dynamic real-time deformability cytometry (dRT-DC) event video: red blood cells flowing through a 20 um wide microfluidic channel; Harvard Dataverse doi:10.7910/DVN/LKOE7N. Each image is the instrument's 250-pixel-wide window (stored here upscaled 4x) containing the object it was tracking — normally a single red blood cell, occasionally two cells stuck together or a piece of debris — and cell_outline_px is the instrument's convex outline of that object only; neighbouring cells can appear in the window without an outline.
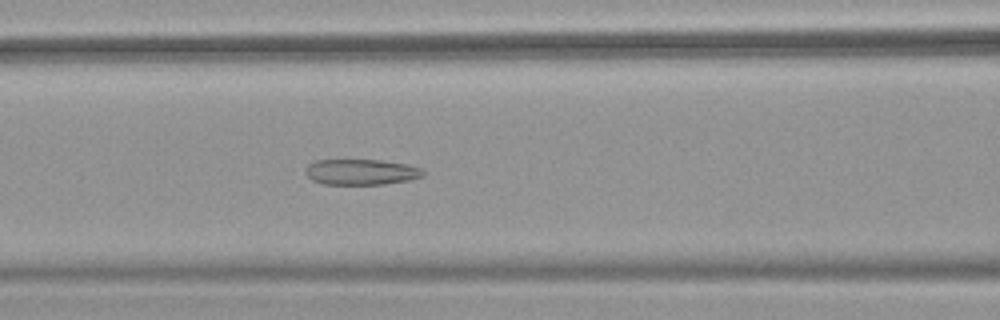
{"species": "common noctule bat (a hibernating species)", "species_latin": "Nyctalus noctula", "temperature_condition": "warm", "stored_images_in_passage": 37, "camera_frame_rate_fps": 3000, "um_per_image_px": 0.085, "animal": {"sex": "female", "body_mass_g": 18.4}, "frame": {"image": 1, "passage_image": 8, "time_ms": 2.333, "image_size_px": [1000, 320], "cell_outline_px": [[424, 176], [408, 180], [384, 184], [324, 184], [312, 180], [304, 172], [304, 168], [308, 164], [316, 160], [380, 160], [408, 164], [420, 168], [424, 172]], "centroid_in_image_um": [30.67, 14.61], "position_along_channel_um": 135.9, "area_um2": 17.63}}
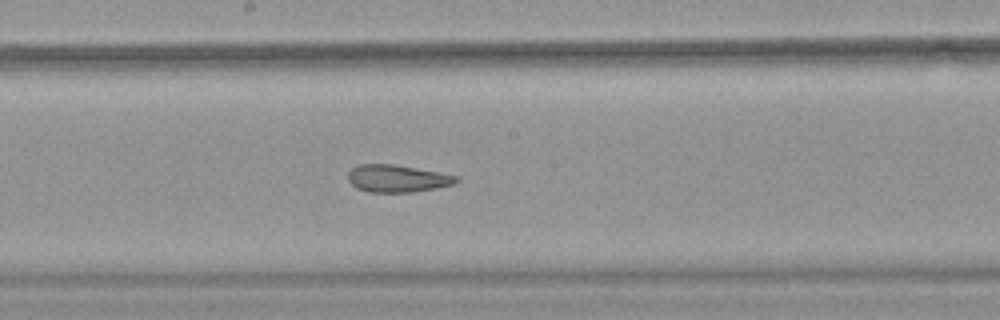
{"frame": {"image": 2, "passage_image": 14, "time_ms": 4.333, "image_size_px": [1000, 320], "cell_outline_px": [[460, 180], [456, 184], [436, 188], [412, 192], [368, 192], [356, 188], [348, 180], [348, 172], [356, 164], [396, 164], [440, 172], [456, 176]], "centroid_in_image_um": [33.77, 15.16], "position_along_channel_um": 214.4, "area_um2": 17.46}}
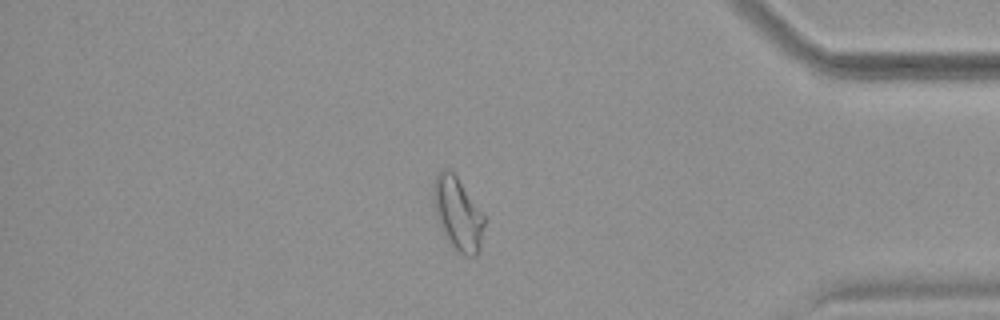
{"frame": {"image": 3, "passage_image": 30, "time_ms": 9.667, "image_size_px": [1000, 320], "cell_outline_px": [[484, 224], [480, 252], [476, 256], [464, 256], [456, 252], [444, 236], [436, 212], [432, 196], [432, 184], [440, 168], [448, 168], [456, 176], [484, 216]], "centroid_in_image_um": [38.9, 18.19], "position_along_channel_um": 396.3, "area_um2": 21.62}, "authors_computed_cell_mechanics": {"area_um2": 19.2474, "velocity_mm_per_s": 3.9407, "shape_relaxation_time_tau1_ms": null, "shape_relaxation_time_tau2_ms": 2.7484, "deformation_change_tau1": null, "deformation_change_tau2": 0.0961}}